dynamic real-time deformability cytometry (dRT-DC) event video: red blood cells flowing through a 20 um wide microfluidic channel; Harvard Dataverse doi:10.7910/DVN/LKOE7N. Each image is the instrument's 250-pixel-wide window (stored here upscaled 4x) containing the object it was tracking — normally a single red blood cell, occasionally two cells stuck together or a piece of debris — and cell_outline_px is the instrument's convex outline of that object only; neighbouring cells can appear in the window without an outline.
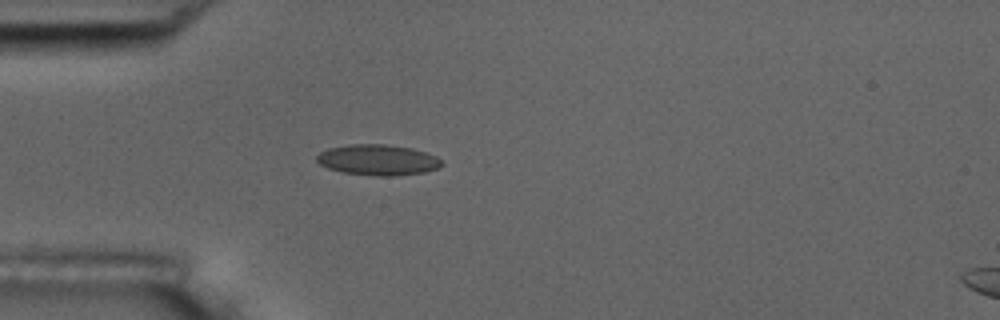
{"species": "common noctule bat (a hibernating species)", "species_latin": "Nyctalus noctula", "temperature_condition": "room temperature", "stored_images_in_passage": 1, "camera_frame_rate_fps": 3000, "um_per_image_px": 0.085, "animal": {"sex": "male", "body_mass_g": 17.5, "forearm_length_mm": 52.3}, "frame": {"image": 1, "passage_image": 1, "time_ms": 0.0, "image_size_px": [1000, 320], "cell_outline_px": [[444, 164], [440, 168], [424, 172], [396, 176], [376, 176], [344, 172], [328, 168], [320, 164], [316, 160], [316, 156], [320, 152], [328, 148], [348, 144], [384, 144], [412, 148], [436, 156]], "centroid_in_image_um": [32.12, 13.59], "position_along_channel_um": 52.9, "area_um2": 22.43}}